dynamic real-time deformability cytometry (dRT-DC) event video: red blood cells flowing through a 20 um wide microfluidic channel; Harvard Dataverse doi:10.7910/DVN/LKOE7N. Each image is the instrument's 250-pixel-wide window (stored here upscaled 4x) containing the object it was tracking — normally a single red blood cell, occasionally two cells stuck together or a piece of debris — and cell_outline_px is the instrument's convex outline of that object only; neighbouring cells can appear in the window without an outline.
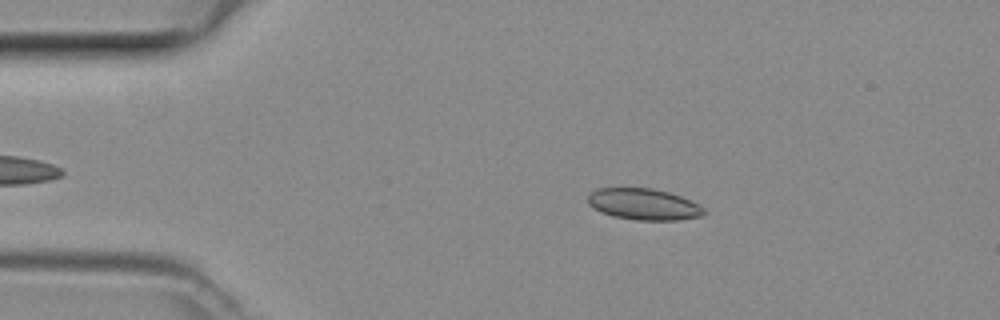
{"species": "common noctule bat (a hibernating species)", "species_latin": "Nyctalus noctula", "temperature_condition": "room temperature", "stored_images_in_passage": 47, "camera_frame_rate_fps": 3000, "um_per_image_px": 0.085, "animal": {"sex": "female", "body_mass_g": 29.2, "forearm_length_mm": 56.3}, "frame": {"image": 1, "passage_image": 8, "time_ms": 2.333, "image_size_px": [1000, 320], "cell_outline_px": [[704, 212], [700, 216], [676, 220], [636, 220], [612, 216], [600, 212], [588, 204], [588, 192], [596, 188], [652, 188], [668, 192], [680, 196], [704, 208]], "centroid_in_image_um": [54.63, 17.35], "position_along_channel_um": 30.4, "area_um2": 21.1}}
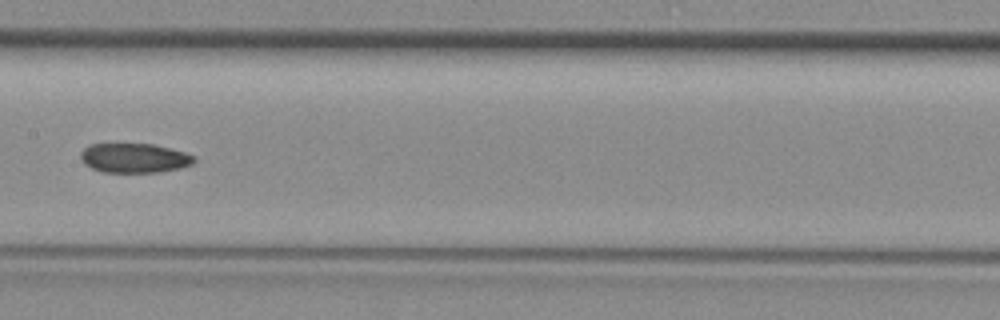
{"frame": {"image": 2, "passage_image": 23, "time_ms": 7.333, "image_size_px": [1000, 320], "cell_outline_px": [[196, 160], [192, 164], [180, 168], [160, 172], [104, 172], [92, 168], [84, 164], [80, 160], [80, 152], [88, 144], [152, 144], [184, 152], [196, 156]], "centroid_in_image_um": [11.4, 13.43], "position_along_channel_um": 196.0, "area_um2": 19.54}}
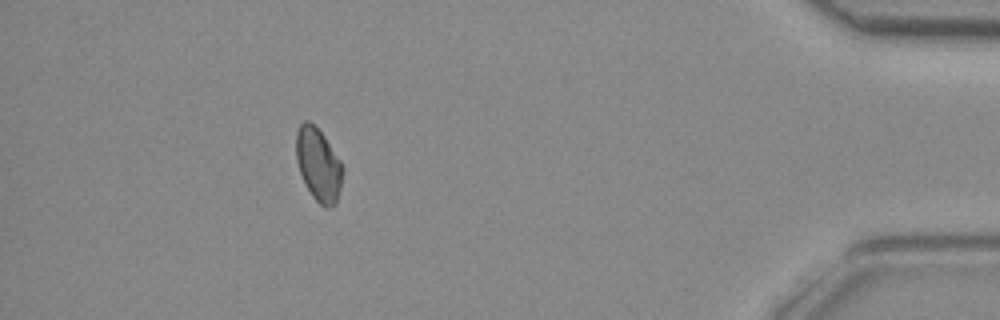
{"frame": {"image": 3, "passage_image": 42, "time_ms": 13.667, "image_size_px": [1000, 320], "cell_outline_px": [[344, 168], [340, 188], [336, 204], [328, 208], [320, 204], [312, 196], [300, 172], [296, 160], [296, 132], [300, 124], [304, 120], [308, 120], [324, 136], [340, 160]], "centroid_in_image_um": [27.07, 13.99], "position_along_channel_um": 408.1, "area_um2": 19.59}}